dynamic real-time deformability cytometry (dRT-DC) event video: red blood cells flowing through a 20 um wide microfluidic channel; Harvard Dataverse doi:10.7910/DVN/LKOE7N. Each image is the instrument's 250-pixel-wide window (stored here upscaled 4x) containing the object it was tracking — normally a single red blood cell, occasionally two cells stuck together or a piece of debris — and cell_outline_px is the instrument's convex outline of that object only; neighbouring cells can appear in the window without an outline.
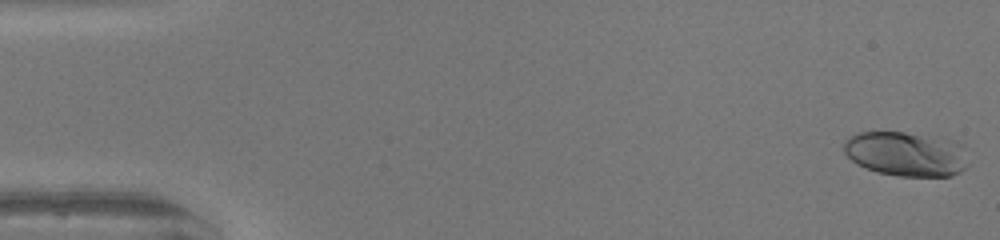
{"species": "human", "species_latin": "Homo sapiens", "temperature_condition": "warm", "stored_images_in_passage": 9, "camera_frame_rate_fps": 3000, "um_per_image_px": 0.085, "donor": {"sex": "female"}, "frame": {"image": 1, "passage_image": 1, "time_ms": 0.0, "image_size_px": [1000, 240], "cell_outline_px": [[968, 164], [960, 172], [948, 176], [900, 176], [876, 172], [856, 164], [844, 152], [844, 140], [848, 136], [856, 132], [904, 132], [956, 140], [964, 144]], "centroid_in_image_um": [77.03, 13.07], "position_along_channel_um": 8.0, "area_um2": 32.71}}